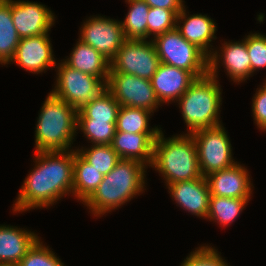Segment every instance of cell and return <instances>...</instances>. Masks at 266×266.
<instances>
[{"instance_id": "obj_11", "label": "cell", "mask_w": 266, "mask_h": 266, "mask_svg": "<svg viewBox=\"0 0 266 266\" xmlns=\"http://www.w3.org/2000/svg\"><path fill=\"white\" fill-rule=\"evenodd\" d=\"M80 30L79 40L93 47L110 61L126 40L120 21L105 16H90L83 22Z\"/></svg>"}, {"instance_id": "obj_23", "label": "cell", "mask_w": 266, "mask_h": 266, "mask_svg": "<svg viewBox=\"0 0 266 266\" xmlns=\"http://www.w3.org/2000/svg\"><path fill=\"white\" fill-rule=\"evenodd\" d=\"M19 41L11 15V0H0V64H10Z\"/></svg>"}, {"instance_id": "obj_1", "label": "cell", "mask_w": 266, "mask_h": 266, "mask_svg": "<svg viewBox=\"0 0 266 266\" xmlns=\"http://www.w3.org/2000/svg\"><path fill=\"white\" fill-rule=\"evenodd\" d=\"M35 154V167L20 188L13 213L47 208L66 194L73 196L74 150Z\"/></svg>"}, {"instance_id": "obj_26", "label": "cell", "mask_w": 266, "mask_h": 266, "mask_svg": "<svg viewBox=\"0 0 266 266\" xmlns=\"http://www.w3.org/2000/svg\"><path fill=\"white\" fill-rule=\"evenodd\" d=\"M153 112L142 108H134L128 106H120L116 131L128 133H160L162 130L155 126L149 128V119Z\"/></svg>"}, {"instance_id": "obj_28", "label": "cell", "mask_w": 266, "mask_h": 266, "mask_svg": "<svg viewBox=\"0 0 266 266\" xmlns=\"http://www.w3.org/2000/svg\"><path fill=\"white\" fill-rule=\"evenodd\" d=\"M90 148L76 149V151L103 176L109 174L121 158L111 145H90Z\"/></svg>"}, {"instance_id": "obj_25", "label": "cell", "mask_w": 266, "mask_h": 266, "mask_svg": "<svg viewBox=\"0 0 266 266\" xmlns=\"http://www.w3.org/2000/svg\"><path fill=\"white\" fill-rule=\"evenodd\" d=\"M129 10L120 21L126 39L147 40V17L149 6L144 0H126Z\"/></svg>"}, {"instance_id": "obj_14", "label": "cell", "mask_w": 266, "mask_h": 266, "mask_svg": "<svg viewBox=\"0 0 266 266\" xmlns=\"http://www.w3.org/2000/svg\"><path fill=\"white\" fill-rule=\"evenodd\" d=\"M49 34L20 38L15 55L10 63H16L26 71L32 73L45 72L46 69L55 68L54 58Z\"/></svg>"}, {"instance_id": "obj_2", "label": "cell", "mask_w": 266, "mask_h": 266, "mask_svg": "<svg viewBox=\"0 0 266 266\" xmlns=\"http://www.w3.org/2000/svg\"><path fill=\"white\" fill-rule=\"evenodd\" d=\"M146 168L136 160L121 159L83 204L96 217L120 208L144 192Z\"/></svg>"}, {"instance_id": "obj_12", "label": "cell", "mask_w": 266, "mask_h": 266, "mask_svg": "<svg viewBox=\"0 0 266 266\" xmlns=\"http://www.w3.org/2000/svg\"><path fill=\"white\" fill-rule=\"evenodd\" d=\"M11 15L20 38L49 33L55 24L51 9L38 2L11 0Z\"/></svg>"}, {"instance_id": "obj_3", "label": "cell", "mask_w": 266, "mask_h": 266, "mask_svg": "<svg viewBox=\"0 0 266 266\" xmlns=\"http://www.w3.org/2000/svg\"><path fill=\"white\" fill-rule=\"evenodd\" d=\"M163 131L154 141L151 167L161 173L166 186L202 177L197 146L191 134L165 138Z\"/></svg>"}, {"instance_id": "obj_19", "label": "cell", "mask_w": 266, "mask_h": 266, "mask_svg": "<svg viewBox=\"0 0 266 266\" xmlns=\"http://www.w3.org/2000/svg\"><path fill=\"white\" fill-rule=\"evenodd\" d=\"M159 133H128L116 131L111 147L121 159L136 160L146 166L153 162L154 141Z\"/></svg>"}, {"instance_id": "obj_27", "label": "cell", "mask_w": 266, "mask_h": 266, "mask_svg": "<svg viewBox=\"0 0 266 266\" xmlns=\"http://www.w3.org/2000/svg\"><path fill=\"white\" fill-rule=\"evenodd\" d=\"M250 199L211 196L206 219L228 226L236 220ZM235 219V220H234Z\"/></svg>"}, {"instance_id": "obj_33", "label": "cell", "mask_w": 266, "mask_h": 266, "mask_svg": "<svg viewBox=\"0 0 266 266\" xmlns=\"http://www.w3.org/2000/svg\"><path fill=\"white\" fill-rule=\"evenodd\" d=\"M246 46L253 75L258 69L266 68V35L256 32L250 33L246 36Z\"/></svg>"}, {"instance_id": "obj_10", "label": "cell", "mask_w": 266, "mask_h": 266, "mask_svg": "<svg viewBox=\"0 0 266 266\" xmlns=\"http://www.w3.org/2000/svg\"><path fill=\"white\" fill-rule=\"evenodd\" d=\"M106 88L120 106L142 108L154 113L161 104L151 80L126 73H109Z\"/></svg>"}, {"instance_id": "obj_34", "label": "cell", "mask_w": 266, "mask_h": 266, "mask_svg": "<svg viewBox=\"0 0 266 266\" xmlns=\"http://www.w3.org/2000/svg\"><path fill=\"white\" fill-rule=\"evenodd\" d=\"M256 90L252 100L254 123L260 130L266 131V83Z\"/></svg>"}, {"instance_id": "obj_15", "label": "cell", "mask_w": 266, "mask_h": 266, "mask_svg": "<svg viewBox=\"0 0 266 266\" xmlns=\"http://www.w3.org/2000/svg\"><path fill=\"white\" fill-rule=\"evenodd\" d=\"M206 180L211 196L251 199L253 185L250 175L239 162L228 169L211 173Z\"/></svg>"}, {"instance_id": "obj_16", "label": "cell", "mask_w": 266, "mask_h": 266, "mask_svg": "<svg viewBox=\"0 0 266 266\" xmlns=\"http://www.w3.org/2000/svg\"><path fill=\"white\" fill-rule=\"evenodd\" d=\"M167 188L178 206L195 216L207 218L210 189L206 177L176 182Z\"/></svg>"}, {"instance_id": "obj_24", "label": "cell", "mask_w": 266, "mask_h": 266, "mask_svg": "<svg viewBox=\"0 0 266 266\" xmlns=\"http://www.w3.org/2000/svg\"><path fill=\"white\" fill-rule=\"evenodd\" d=\"M120 104L106 88L77 112V120L117 122Z\"/></svg>"}, {"instance_id": "obj_7", "label": "cell", "mask_w": 266, "mask_h": 266, "mask_svg": "<svg viewBox=\"0 0 266 266\" xmlns=\"http://www.w3.org/2000/svg\"><path fill=\"white\" fill-rule=\"evenodd\" d=\"M57 65L56 84L50 92L77 111L106 89V83L98 77L80 72L64 61Z\"/></svg>"}, {"instance_id": "obj_31", "label": "cell", "mask_w": 266, "mask_h": 266, "mask_svg": "<svg viewBox=\"0 0 266 266\" xmlns=\"http://www.w3.org/2000/svg\"><path fill=\"white\" fill-rule=\"evenodd\" d=\"M39 239L17 266H64L61 259ZM66 266V265H65Z\"/></svg>"}, {"instance_id": "obj_6", "label": "cell", "mask_w": 266, "mask_h": 266, "mask_svg": "<svg viewBox=\"0 0 266 266\" xmlns=\"http://www.w3.org/2000/svg\"><path fill=\"white\" fill-rule=\"evenodd\" d=\"M160 63L189 71L196 79L209 74V57L174 28L151 39Z\"/></svg>"}, {"instance_id": "obj_13", "label": "cell", "mask_w": 266, "mask_h": 266, "mask_svg": "<svg viewBox=\"0 0 266 266\" xmlns=\"http://www.w3.org/2000/svg\"><path fill=\"white\" fill-rule=\"evenodd\" d=\"M219 50H215L209 57V74L218 79V64L226 69L227 75L235 83H241L252 75L251 61L247 51L246 38L242 41L225 42ZM219 53V54H218ZM221 61V62H220Z\"/></svg>"}, {"instance_id": "obj_36", "label": "cell", "mask_w": 266, "mask_h": 266, "mask_svg": "<svg viewBox=\"0 0 266 266\" xmlns=\"http://www.w3.org/2000/svg\"><path fill=\"white\" fill-rule=\"evenodd\" d=\"M0 266H17V265L10 264V263H0Z\"/></svg>"}, {"instance_id": "obj_5", "label": "cell", "mask_w": 266, "mask_h": 266, "mask_svg": "<svg viewBox=\"0 0 266 266\" xmlns=\"http://www.w3.org/2000/svg\"><path fill=\"white\" fill-rule=\"evenodd\" d=\"M222 91L218 80L207 74L197 78L187 91L176 101L184 122L187 134L200 129L222 125L219 120L222 105Z\"/></svg>"}, {"instance_id": "obj_20", "label": "cell", "mask_w": 266, "mask_h": 266, "mask_svg": "<svg viewBox=\"0 0 266 266\" xmlns=\"http://www.w3.org/2000/svg\"><path fill=\"white\" fill-rule=\"evenodd\" d=\"M39 239L26 229L0 225V263L17 265Z\"/></svg>"}, {"instance_id": "obj_29", "label": "cell", "mask_w": 266, "mask_h": 266, "mask_svg": "<svg viewBox=\"0 0 266 266\" xmlns=\"http://www.w3.org/2000/svg\"><path fill=\"white\" fill-rule=\"evenodd\" d=\"M81 130L92 145H111L116 132V122L101 120H77V131Z\"/></svg>"}, {"instance_id": "obj_17", "label": "cell", "mask_w": 266, "mask_h": 266, "mask_svg": "<svg viewBox=\"0 0 266 266\" xmlns=\"http://www.w3.org/2000/svg\"><path fill=\"white\" fill-rule=\"evenodd\" d=\"M196 78L184 69L160 63L151 84L160 104L177 101Z\"/></svg>"}, {"instance_id": "obj_22", "label": "cell", "mask_w": 266, "mask_h": 266, "mask_svg": "<svg viewBox=\"0 0 266 266\" xmlns=\"http://www.w3.org/2000/svg\"><path fill=\"white\" fill-rule=\"evenodd\" d=\"M103 175L74 149L73 196L82 204L94 193Z\"/></svg>"}, {"instance_id": "obj_21", "label": "cell", "mask_w": 266, "mask_h": 266, "mask_svg": "<svg viewBox=\"0 0 266 266\" xmlns=\"http://www.w3.org/2000/svg\"><path fill=\"white\" fill-rule=\"evenodd\" d=\"M63 61L68 66L80 72L98 77L107 84L110 72V60L81 40L77 41L69 58Z\"/></svg>"}, {"instance_id": "obj_4", "label": "cell", "mask_w": 266, "mask_h": 266, "mask_svg": "<svg viewBox=\"0 0 266 266\" xmlns=\"http://www.w3.org/2000/svg\"><path fill=\"white\" fill-rule=\"evenodd\" d=\"M41 107L35 130L36 152L73 150L78 111L51 92Z\"/></svg>"}, {"instance_id": "obj_30", "label": "cell", "mask_w": 266, "mask_h": 266, "mask_svg": "<svg viewBox=\"0 0 266 266\" xmlns=\"http://www.w3.org/2000/svg\"><path fill=\"white\" fill-rule=\"evenodd\" d=\"M181 10L150 7L147 17V38H153L176 28L177 15Z\"/></svg>"}, {"instance_id": "obj_8", "label": "cell", "mask_w": 266, "mask_h": 266, "mask_svg": "<svg viewBox=\"0 0 266 266\" xmlns=\"http://www.w3.org/2000/svg\"><path fill=\"white\" fill-rule=\"evenodd\" d=\"M191 135L197 146L199 169L202 176L234 166L232 146L223 125L197 130Z\"/></svg>"}, {"instance_id": "obj_32", "label": "cell", "mask_w": 266, "mask_h": 266, "mask_svg": "<svg viewBox=\"0 0 266 266\" xmlns=\"http://www.w3.org/2000/svg\"><path fill=\"white\" fill-rule=\"evenodd\" d=\"M181 266H228L214 247L199 246L184 259Z\"/></svg>"}, {"instance_id": "obj_18", "label": "cell", "mask_w": 266, "mask_h": 266, "mask_svg": "<svg viewBox=\"0 0 266 266\" xmlns=\"http://www.w3.org/2000/svg\"><path fill=\"white\" fill-rule=\"evenodd\" d=\"M186 6L177 15L176 29L190 43L201 49L208 57L214 52L210 42L216 39V22L207 15H187ZM183 23L182 25H180ZM212 50V51H211Z\"/></svg>"}, {"instance_id": "obj_9", "label": "cell", "mask_w": 266, "mask_h": 266, "mask_svg": "<svg viewBox=\"0 0 266 266\" xmlns=\"http://www.w3.org/2000/svg\"><path fill=\"white\" fill-rule=\"evenodd\" d=\"M159 65L152 40L126 39L110 61L109 73H126L151 80Z\"/></svg>"}, {"instance_id": "obj_35", "label": "cell", "mask_w": 266, "mask_h": 266, "mask_svg": "<svg viewBox=\"0 0 266 266\" xmlns=\"http://www.w3.org/2000/svg\"><path fill=\"white\" fill-rule=\"evenodd\" d=\"M149 7L168 10H182L185 6L183 0H144Z\"/></svg>"}]
</instances>
